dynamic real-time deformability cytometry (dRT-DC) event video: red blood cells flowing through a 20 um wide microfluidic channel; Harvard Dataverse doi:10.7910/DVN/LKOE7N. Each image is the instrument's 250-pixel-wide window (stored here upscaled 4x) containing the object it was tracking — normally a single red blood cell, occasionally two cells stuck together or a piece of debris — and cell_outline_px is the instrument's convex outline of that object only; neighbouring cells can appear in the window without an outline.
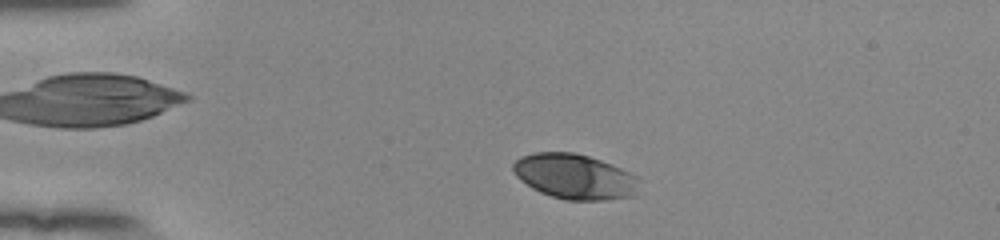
{"species": "human", "species_latin": "Homo sapiens", "temperature_condition": "room temperature", "stored_images_in_passage": 44, "camera_frame_rate_fps": 3000, "um_per_image_px": 0.085, "donor": {"sex": "female"}, "frame": {"image": 1, "passage_image": 2, "time_ms": 0.333, "image_size_px": [1000, 240], "cell_outline_px": [[636, 196], [604, 200], [564, 200], [540, 192], [532, 188], [520, 180], [516, 176], [512, 168], [512, 164], [520, 156], [536, 152], [572, 152], [588, 156], [612, 164], [628, 172], [632, 176]], "centroid_in_image_um": [48.75, 15.0], "position_along_channel_um": 36.3, "area_um2": 32.66}}
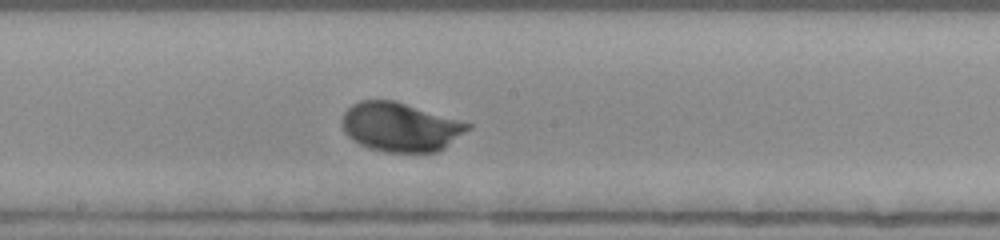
{"frame": {"image": 2, "passage_image": 20, "time_ms": 6.333, "image_size_px": [1000, 240], "cell_outline_px": [[472, 128], [444, 148], [436, 152], [384, 152], [368, 148], [360, 144], [348, 136], [344, 132], [340, 120], [344, 112], [352, 104], [360, 100], [392, 100], [472, 124]], "centroid_in_image_um": [34.0, 10.81], "position_along_channel_um": 214.2, "area_um2": 35.78}}
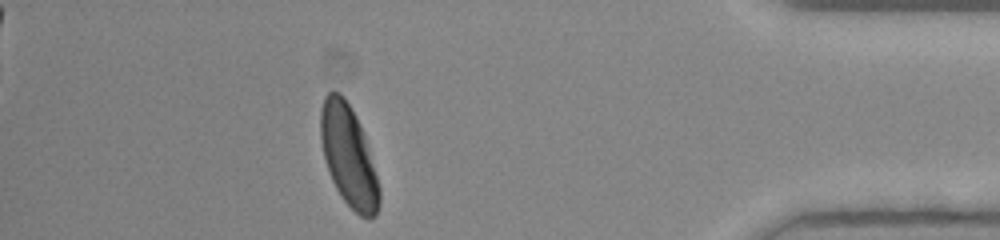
{"frame": {"image": 3, "passage_image": 38, "time_ms": 12.333, "image_size_px": [1000, 240], "cell_outline_px": [[380, 204], [376, 216], [368, 220], [360, 216], [340, 196], [332, 180], [324, 156], [320, 136], [320, 108], [324, 96], [328, 92], [340, 92], [344, 96], [356, 116], [364, 136], [380, 188]], "centroid_in_image_um": [29.62, 13.27], "position_along_channel_um": 405.6, "area_um2": 34.28}, "authors_computed_cell_mechanics": {"area_um2": 34.2176, "velocity_mm_per_s": 3.8483, "shape_relaxation_time_tau1_ms": 1.6158, "shape_relaxation_time_tau2_ms": null, "deformation_change_tau1": 0.1225, "deformation_change_tau2": null}}